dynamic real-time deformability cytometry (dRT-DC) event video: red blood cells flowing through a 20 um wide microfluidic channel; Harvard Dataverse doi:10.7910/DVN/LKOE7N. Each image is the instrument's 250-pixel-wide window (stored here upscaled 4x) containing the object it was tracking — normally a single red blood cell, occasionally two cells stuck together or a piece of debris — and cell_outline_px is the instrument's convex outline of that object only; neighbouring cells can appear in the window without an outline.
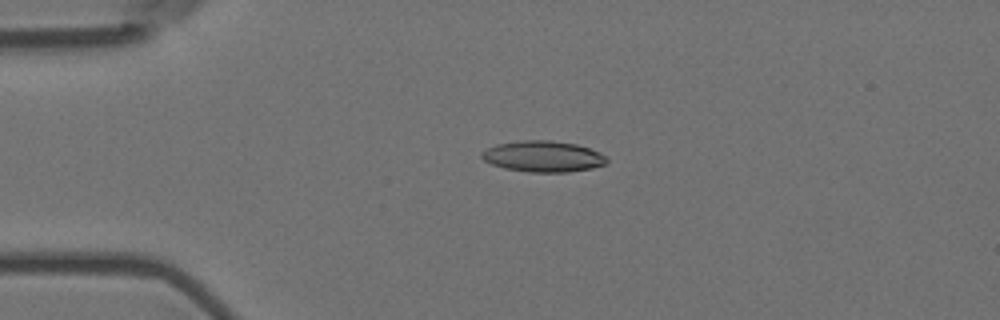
{"species": "Egyptian fruit bat (a non-hibernating species)", "species_latin": "Rousettus aegyptiacus", "temperature_condition": "room temperature", "stored_images_in_passage": 3, "camera_frame_rate_fps": 3000, "um_per_image_px": 0.085, "animal": {"sex": "female"}, "frame": {"image": 1, "passage_image": 2, "time_ms": 0.333, "image_size_px": [1000, 320], "cell_outline_px": [[608, 160], [604, 164], [592, 168], [568, 172], [528, 172], [504, 168], [492, 164], [484, 160], [480, 156], [480, 152], [496, 144], [520, 140], [552, 140], [576, 144], [600, 152]], "centroid_in_image_um": [46.13, 13.29], "position_along_channel_um": 38.9, "area_um2": 22.66}}